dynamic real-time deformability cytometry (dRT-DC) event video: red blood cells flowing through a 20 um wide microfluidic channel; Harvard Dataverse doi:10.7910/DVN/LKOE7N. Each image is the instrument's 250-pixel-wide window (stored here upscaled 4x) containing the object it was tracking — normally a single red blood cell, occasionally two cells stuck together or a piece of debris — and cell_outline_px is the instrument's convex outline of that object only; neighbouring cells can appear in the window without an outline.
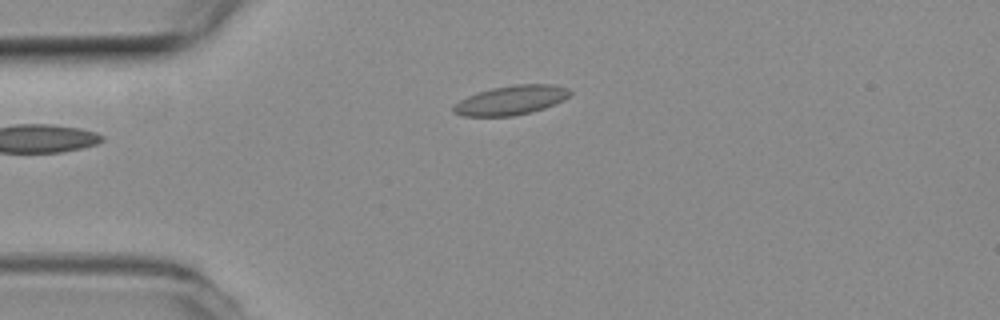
{"species": "common noctule bat (a hibernating species)", "species_latin": "Nyctalus noctula", "temperature_condition": "room temperature", "stored_images_in_passage": 2, "camera_frame_rate_fps": 3000, "um_per_image_px": 0.085, "animal": {"sex": "female", "body_mass_g": 19.3, "forearm_length_mm": 54.1}, "frame": {"image": 1, "passage_image": 2, "time_ms": 0.333, "image_size_px": [1000, 320], "cell_outline_px": [[572, 92], [564, 100], [544, 108], [532, 112], [512, 116], [464, 116], [452, 112], [452, 108], [460, 100], [468, 96], [492, 88], [516, 84], [552, 84], [568, 88]], "centroid_in_image_um": [43.46, 8.52], "position_along_channel_um": 41.5, "area_um2": 19.77}}